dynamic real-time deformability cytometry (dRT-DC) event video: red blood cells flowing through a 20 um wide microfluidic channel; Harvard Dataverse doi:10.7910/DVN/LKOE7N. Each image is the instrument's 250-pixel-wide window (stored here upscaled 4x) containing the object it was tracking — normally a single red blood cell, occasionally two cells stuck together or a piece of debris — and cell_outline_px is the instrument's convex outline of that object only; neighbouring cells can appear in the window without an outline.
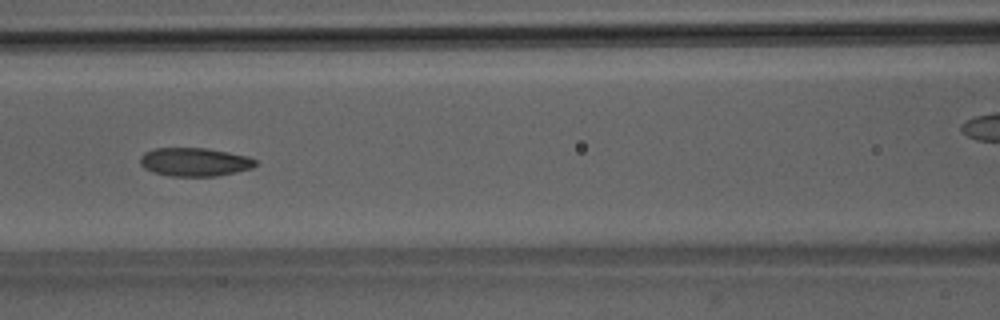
{"species": "Egyptian fruit bat (a non-hibernating species)", "species_latin": "Rousettus aegyptiacus", "temperature_condition": "room temperature", "stored_images_in_passage": 8, "camera_frame_rate_fps": 3000, "um_per_image_px": 0.085, "animal": {"sex": "male"}, "frame": {"image": 1, "passage_image": 7, "time_ms": 6.667, "image_size_px": [1000, 320], "cell_outline_px": [[256, 164], [252, 168], [236, 172], [216, 176], [168, 176], [152, 172], [144, 168], [140, 164], [140, 156], [144, 152], [156, 148], [208, 148], [248, 156], [256, 160]], "centroid_in_image_um": [16.52, 13.77], "position_along_channel_um": 150.1, "area_um2": 19.25}}